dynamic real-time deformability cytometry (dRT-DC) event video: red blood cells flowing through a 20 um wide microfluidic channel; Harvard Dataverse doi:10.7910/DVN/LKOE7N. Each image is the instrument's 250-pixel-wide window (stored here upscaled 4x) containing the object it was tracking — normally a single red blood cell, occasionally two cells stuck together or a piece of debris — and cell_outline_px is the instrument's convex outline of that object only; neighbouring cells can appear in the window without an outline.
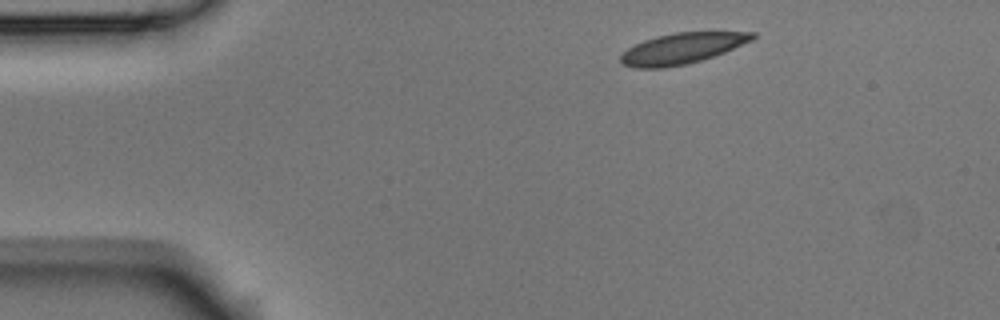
{"species": "Egyptian fruit bat (a non-hibernating species)", "species_latin": "Rousettus aegyptiacus", "temperature_condition": "room temperature", "stored_images_in_passage": 3, "camera_frame_rate_fps": 3000, "um_per_image_px": 0.085, "animal": {"sex": "male"}, "frame": {"image": 1, "passage_image": 1, "time_ms": 0.0, "image_size_px": [1000, 320], "cell_outline_px": [[756, 36], [752, 40], [724, 52], [700, 60], [684, 64], [664, 68], [632, 68], [620, 64], [620, 56], [628, 48], [644, 40], [656, 36], [676, 32], [756, 32]], "centroid_in_image_um": [57.93, 4.12], "position_along_channel_um": 27.1, "area_um2": 23.47}}